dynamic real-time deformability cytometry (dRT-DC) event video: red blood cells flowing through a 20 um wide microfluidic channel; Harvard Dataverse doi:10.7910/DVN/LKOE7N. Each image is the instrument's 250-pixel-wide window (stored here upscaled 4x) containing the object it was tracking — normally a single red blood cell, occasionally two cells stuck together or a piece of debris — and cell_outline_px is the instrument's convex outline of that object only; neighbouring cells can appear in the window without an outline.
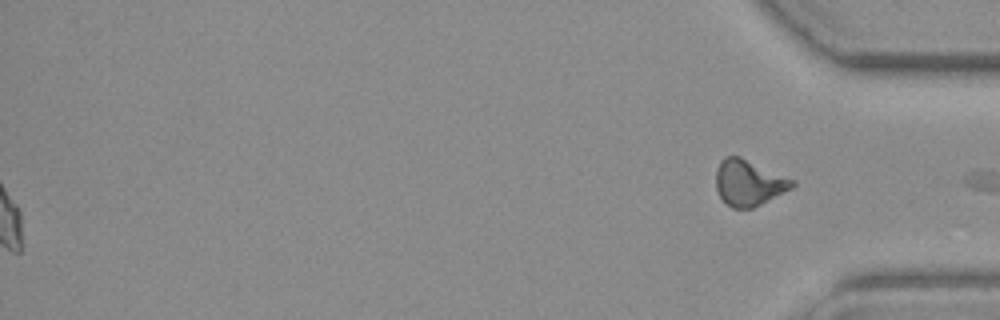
{"species": "common noctule bat (a hibernating species)", "species_latin": "Nyctalus noctula", "temperature_condition": "warm", "stored_images_in_passage": 46, "camera_frame_rate_fps": 3000, "um_per_image_px": 0.085, "animal": {"sex": "female", "body_mass_g": 19.3, "forearm_length_mm": 54.1}, "frame": {"image": 1, "passage_image": 46, "time_ms": 15.0, "image_size_px": [1000, 320], "cell_outline_px": [[796, 184], [792, 188], [752, 208], [732, 208], [720, 196], [716, 188], [716, 168], [720, 160], [724, 156], [740, 156], [796, 180]], "centroid_in_image_um": [63.64, 15.51], "position_along_channel_um": 371.6, "area_um2": 20.4}}